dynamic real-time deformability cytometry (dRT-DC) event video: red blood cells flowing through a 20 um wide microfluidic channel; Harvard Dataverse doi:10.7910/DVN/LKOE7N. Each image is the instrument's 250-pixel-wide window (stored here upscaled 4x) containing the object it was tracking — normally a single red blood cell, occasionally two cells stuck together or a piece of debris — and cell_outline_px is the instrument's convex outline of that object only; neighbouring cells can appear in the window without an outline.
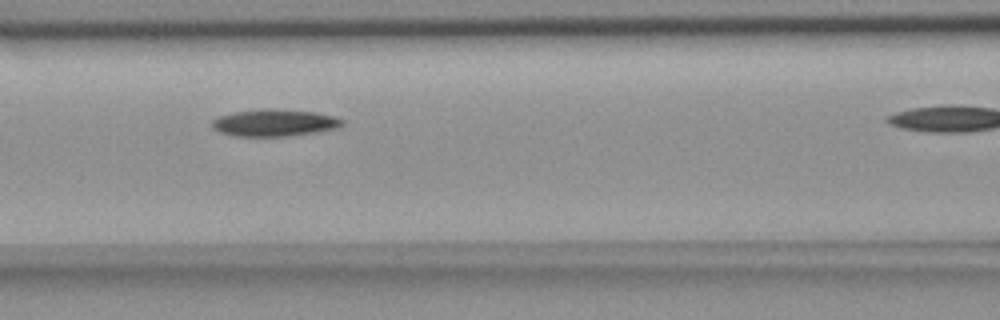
{"species": "common noctule bat (a hibernating species)", "species_latin": "Nyctalus noctula", "temperature_condition": "room temperature", "stored_images_in_passage": 10, "camera_frame_rate_fps": 3000, "um_per_image_px": 0.085, "animal": {"sex": "female", "body_mass_g": 18.4}, "frame": {"image": 1, "passage_image": 4, "time_ms": 3.333, "image_size_px": [1000, 320], "cell_outline_px": [[344, 124], [336, 128], [320, 132], [288, 136], [232, 136], [220, 132], [212, 128], [212, 120], [216, 116], [236, 112], [264, 108], [316, 112], [336, 116], [344, 120]], "centroid_in_image_um": [23.34, 10.44], "position_along_channel_um": 143.3, "area_um2": 20.69}}
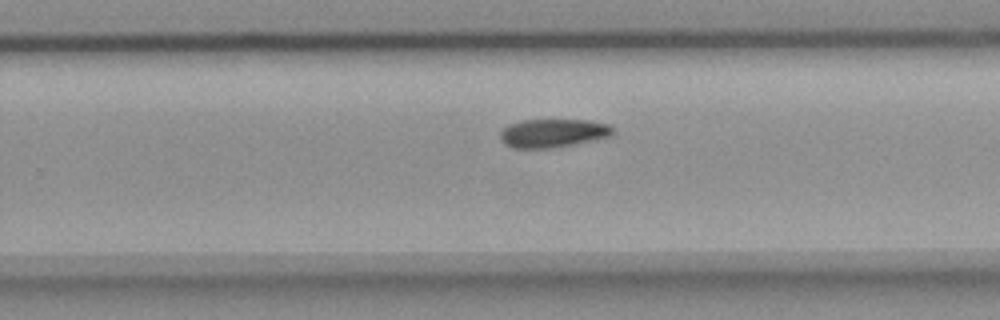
{"frame": {"image": 2, "passage_image": 9, "time_ms": 10.667, "image_size_px": [1000, 320], "cell_outline_px": [[616, 132], [612, 136], [552, 148], [512, 148], [504, 144], [500, 140], [500, 132], [508, 124], [520, 120], [588, 120], [608, 124]], "centroid_in_image_um": [46.98, 11.31], "position_along_channel_um": 282.8, "area_um2": 18.79}}
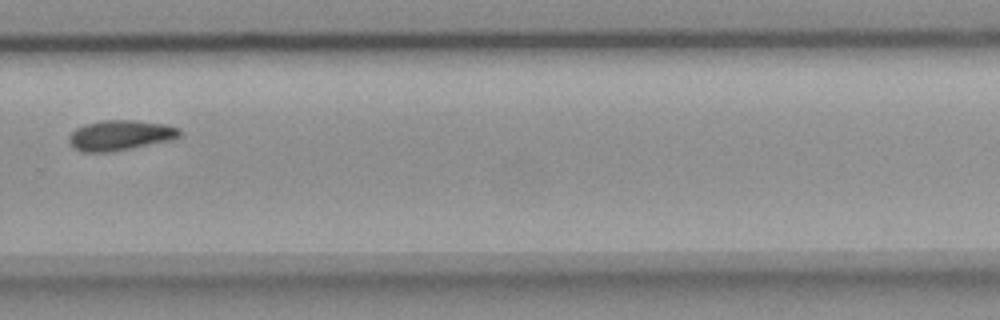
{"frame": {"image": 3, "passage_image": 10, "time_ms": 11.667, "image_size_px": [1000, 320], "cell_outline_px": [[180, 136], [168, 140], [132, 148], [108, 152], [84, 152], [76, 148], [68, 140], [68, 136], [76, 128], [84, 124], [104, 120], [136, 120], [164, 124], [180, 128]], "centroid_in_image_um": [10.2, 11.49], "position_along_channel_um": 319.6, "area_um2": 19.25}}